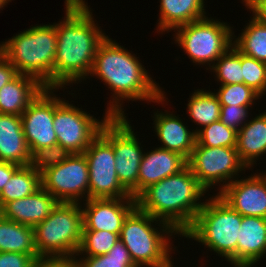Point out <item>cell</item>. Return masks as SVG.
Masks as SVG:
<instances>
[{
	"mask_svg": "<svg viewBox=\"0 0 266 267\" xmlns=\"http://www.w3.org/2000/svg\"><path fill=\"white\" fill-rule=\"evenodd\" d=\"M64 20L55 24L57 48L54 89L86 79L100 43L106 38L84 0H65ZM69 83V84H68Z\"/></svg>",
	"mask_w": 266,
	"mask_h": 267,
	"instance_id": "cell-1",
	"label": "cell"
},
{
	"mask_svg": "<svg viewBox=\"0 0 266 267\" xmlns=\"http://www.w3.org/2000/svg\"><path fill=\"white\" fill-rule=\"evenodd\" d=\"M134 54L123 46L106 38L98 46L90 76H96L105 82L113 92L106 113L113 117L125 116L122 100H146L164 102V91L148 75V72Z\"/></svg>",
	"mask_w": 266,
	"mask_h": 267,
	"instance_id": "cell-2",
	"label": "cell"
},
{
	"mask_svg": "<svg viewBox=\"0 0 266 267\" xmlns=\"http://www.w3.org/2000/svg\"><path fill=\"white\" fill-rule=\"evenodd\" d=\"M206 192L187 165L144 189L135 198L136 207L183 235L203 207L204 202L199 200Z\"/></svg>",
	"mask_w": 266,
	"mask_h": 267,
	"instance_id": "cell-3",
	"label": "cell"
},
{
	"mask_svg": "<svg viewBox=\"0 0 266 267\" xmlns=\"http://www.w3.org/2000/svg\"><path fill=\"white\" fill-rule=\"evenodd\" d=\"M57 33L54 24L33 26L0 44V53L18 74L35 77L45 88H54Z\"/></svg>",
	"mask_w": 266,
	"mask_h": 267,
	"instance_id": "cell-4",
	"label": "cell"
},
{
	"mask_svg": "<svg viewBox=\"0 0 266 267\" xmlns=\"http://www.w3.org/2000/svg\"><path fill=\"white\" fill-rule=\"evenodd\" d=\"M212 197L206 200L193 224L182 236L201 242L237 267V242L242 215L218 194Z\"/></svg>",
	"mask_w": 266,
	"mask_h": 267,
	"instance_id": "cell-5",
	"label": "cell"
},
{
	"mask_svg": "<svg viewBox=\"0 0 266 267\" xmlns=\"http://www.w3.org/2000/svg\"><path fill=\"white\" fill-rule=\"evenodd\" d=\"M158 221V226L161 225L159 231L157 228H153L152 224L153 222L158 223ZM172 233L178 234L167 223L155 219L136 207L123 223L120 241L128 249L130 257L137 267H173L170 257L172 247L170 248L169 240Z\"/></svg>",
	"mask_w": 266,
	"mask_h": 267,
	"instance_id": "cell-6",
	"label": "cell"
},
{
	"mask_svg": "<svg viewBox=\"0 0 266 267\" xmlns=\"http://www.w3.org/2000/svg\"><path fill=\"white\" fill-rule=\"evenodd\" d=\"M81 208L80 203L59 202L52 213L34 227V245L42 260L76 257L83 230Z\"/></svg>",
	"mask_w": 266,
	"mask_h": 267,
	"instance_id": "cell-7",
	"label": "cell"
},
{
	"mask_svg": "<svg viewBox=\"0 0 266 267\" xmlns=\"http://www.w3.org/2000/svg\"><path fill=\"white\" fill-rule=\"evenodd\" d=\"M231 28L225 22L205 17L177 27L174 37L193 63L211 67L233 45L236 36Z\"/></svg>",
	"mask_w": 266,
	"mask_h": 267,
	"instance_id": "cell-8",
	"label": "cell"
},
{
	"mask_svg": "<svg viewBox=\"0 0 266 267\" xmlns=\"http://www.w3.org/2000/svg\"><path fill=\"white\" fill-rule=\"evenodd\" d=\"M126 116H111L101 127L100 133L112 144L115 169L119 182L133 198L137 197V179L143 156L140 141L132 131Z\"/></svg>",
	"mask_w": 266,
	"mask_h": 267,
	"instance_id": "cell-9",
	"label": "cell"
},
{
	"mask_svg": "<svg viewBox=\"0 0 266 267\" xmlns=\"http://www.w3.org/2000/svg\"><path fill=\"white\" fill-rule=\"evenodd\" d=\"M65 101L54 94L53 128L57 142L70 153H84L111 116L105 113L104 119L99 121Z\"/></svg>",
	"mask_w": 266,
	"mask_h": 267,
	"instance_id": "cell-10",
	"label": "cell"
},
{
	"mask_svg": "<svg viewBox=\"0 0 266 267\" xmlns=\"http://www.w3.org/2000/svg\"><path fill=\"white\" fill-rule=\"evenodd\" d=\"M187 165L206 191L223 182L219 193L235 180L240 171L247 168L239 158L236 147H206L197 141Z\"/></svg>",
	"mask_w": 266,
	"mask_h": 267,
	"instance_id": "cell-11",
	"label": "cell"
},
{
	"mask_svg": "<svg viewBox=\"0 0 266 267\" xmlns=\"http://www.w3.org/2000/svg\"><path fill=\"white\" fill-rule=\"evenodd\" d=\"M89 171L88 199L133 198L118 180L112 144L99 133L84 151Z\"/></svg>",
	"mask_w": 266,
	"mask_h": 267,
	"instance_id": "cell-12",
	"label": "cell"
},
{
	"mask_svg": "<svg viewBox=\"0 0 266 267\" xmlns=\"http://www.w3.org/2000/svg\"><path fill=\"white\" fill-rule=\"evenodd\" d=\"M41 183L59 202L80 203L84 196L83 200L86 201L89 171L84 153H72L62 163L44 170L41 173Z\"/></svg>",
	"mask_w": 266,
	"mask_h": 267,
	"instance_id": "cell-13",
	"label": "cell"
},
{
	"mask_svg": "<svg viewBox=\"0 0 266 267\" xmlns=\"http://www.w3.org/2000/svg\"><path fill=\"white\" fill-rule=\"evenodd\" d=\"M54 88H44L22 113L23 133L31 154L40 147L58 144L53 128Z\"/></svg>",
	"mask_w": 266,
	"mask_h": 267,
	"instance_id": "cell-14",
	"label": "cell"
},
{
	"mask_svg": "<svg viewBox=\"0 0 266 267\" xmlns=\"http://www.w3.org/2000/svg\"><path fill=\"white\" fill-rule=\"evenodd\" d=\"M85 202L83 230H106L119 236L125 219L136 208L135 198L87 199Z\"/></svg>",
	"mask_w": 266,
	"mask_h": 267,
	"instance_id": "cell-15",
	"label": "cell"
},
{
	"mask_svg": "<svg viewBox=\"0 0 266 267\" xmlns=\"http://www.w3.org/2000/svg\"><path fill=\"white\" fill-rule=\"evenodd\" d=\"M229 183L218 195L242 216L266 219V173Z\"/></svg>",
	"mask_w": 266,
	"mask_h": 267,
	"instance_id": "cell-16",
	"label": "cell"
},
{
	"mask_svg": "<svg viewBox=\"0 0 266 267\" xmlns=\"http://www.w3.org/2000/svg\"><path fill=\"white\" fill-rule=\"evenodd\" d=\"M143 153L137 179V196L148 186L182 171L187 159L179 153L161 147Z\"/></svg>",
	"mask_w": 266,
	"mask_h": 267,
	"instance_id": "cell-17",
	"label": "cell"
},
{
	"mask_svg": "<svg viewBox=\"0 0 266 267\" xmlns=\"http://www.w3.org/2000/svg\"><path fill=\"white\" fill-rule=\"evenodd\" d=\"M58 203L55 197L41 187L27 197L7 202L3 206V217L34 228L52 213Z\"/></svg>",
	"mask_w": 266,
	"mask_h": 267,
	"instance_id": "cell-18",
	"label": "cell"
},
{
	"mask_svg": "<svg viewBox=\"0 0 266 267\" xmlns=\"http://www.w3.org/2000/svg\"><path fill=\"white\" fill-rule=\"evenodd\" d=\"M178 117L168 111L155 112L153 117L154 130L158 140L163 143L161 148L179 153L188 160L196 144V132L189 131L186 124L184 125L182 119Z\"/></svg>",
	"mask_w": 266,
	"mask_h": 267,
	"instance_id": "cell-19",
	"label": "cell"
},
{
	"mask_svg": "<svg viewBox=\"0 0 266 267\" xmlns=\"http://www.w3.org/2000/svg\"><path fill=\"white\" fill-rule=\"evenodd\" d=\"M266 254V219L242 216L237 242V267H251Z\"/></svg>",
	"mask_w": 266,
	"mask_h": 267,
	"instance_id": "cell-20",
	"label": "cell"
},
{
	"mask_svg": "<svg viewBox=\"0 0 266 267\" xmlns=\"http://www.w3.org/2000/svg\"><path fill=\"white\" fill-rule=\"evenodd\" d=\"M0 161L30 165L31 152L23 133L21 116L0 114Z\"/></svg>",
	"mask_w": 266,
	"mask_h": 267,
	"instance_id": "cell-21",
	"label": "cell"
},
{
	"mask_svg": "<svg viewBox=\"0 0 266 267\" xmlns=\"http://www.w3.org/2000/svg\"><path fill=\"white\" fill-rule=\"evenodd\" d=\"M44 88L35 77L18 74L0 89V114L21 116Z\"/></svg>",
	"mask_w": 266,
	"mask_h": 267,
	"instance_id": "cell-22",
	"label": "cell"
},
{
	"mask_svg": "<svg viewBox=\"0 0 266 267\" xmlns=\"http://www.w3.org/2000/svg\"><path fill=\"white\" fill-rule=\"evenodd\" d=\"M248 121L237 131L236 150L250 169L266 153V112Z\"/></svg>",
	"mask_w": 266,
	"mask_h": 267,
	"instance_id": "cell-23",
	"label": "cell"
},
{
	"mask_svg": "<svg viewBox=\"0 0 266 267\" xmlns=\"http://www.w3.org/2000/svg\"><path fill=\"white\" fill-rule=\"evenodd\" d=\"M204 5V0H160L159 32L205 18Z\"/></svg>",
	"mask_w": 266,
	"mask_h": 267,
	"instance_id": "cell-24",
	"label": "cell"
},
{
	"mask_svg": "<svg viewBox=\"0 0 266 267\" xmlns=\"http://www.w3.org/2000/svg\"><path fill=\"white\" fill-rule=\"evenodd\" d=\"M0 252L23 253L38 264L42 261L34 245V228L4 217L0 220Z\"/></svg>",
	"mask_w": 266,
	"mask_h": 267,
	"instance_id": "cell-25",
	"label": "cell"
},
{
	"mask_svg": "<svg viewBox=\"0 0 266 267\" xmlns=\"http://www.w3.org/2000/svg\"><path fill=\"white\" fill-rule=\"evenodd\" d=\"M42 187L41 173L31 165L20 166L0 192V204L27 197Z\"/></svg>",
	"mask_w": 266,
	"mask_h": 267,
	"instance_id": "cell-26",
	"label": "cell"
},
{
	"mask_svg": "<svg viewBox=\"0 0 266 267\" xmlns=\"http://www.w3.org/2000/svg\"><path fill=\"white\" fill-rule=\"evenodd\" d=\"M242 54L266 63V25L253 15L243 32L233 41Z\"/></svg>",
	"mask_w": 266,
	"mask_h": 267,
	"instance_id": "cell-27",
	"label": "cell"
},
{
	"mask_svg": "<svg viewBox=\"0 0 266 267\" xmlns=\"http://www.w3.org/2000/svg\"><path fill=\"white\" fill-rule=\"evenodd\" d=\"M189 99L187 113L194 123L201 126V129L219 121L221 104L213 92L197 89Z\"/></svg>",
	"mask_w": 266,
	"mask_h": 267,
	"instance_id": "cell-28",
	"label": "cell"
},
{
	"mask_svg": "<svg viewBox=\"0 0 266 267\" xmlns=\"http://www.w3.org/2000/svg\"><path fill=\"white\" fill-rule=\"evenodd\" d=\"M120 240L117 233L106 230H82V238L76 256H100L107 254ZM80 253V254H79Z\"/></svg>",
	"mask_w": 266,
	"mask_h": 267,
	"instance_id": "cell-29",
	"label": "cell"
},
{
	"mask_svg": "<svg viewBox=\"0 0 266 267\" xmlns=\"http://www.w3.org/2000/svg\"><path fill=\"white\" fill-rule=\"evenodd\" d=\"M211 68L221 85L243 83L241 52L233 45L216 61Z\"/></svg>",
	"mask_w": 266,
	"mask_h": 267,
	"instance_id": "cell-30",
	"label": "cell"
},
{
	"mask_svg": "<svg viewBox=\"0 0 266 267\" xmlns=\"http://www.w3.org/2000/svg\"><path fill=\"white\" fill-rule=\"evenodd\" d=\"M196 141L206 147H236L237 131L220 120L194 130Z\"/></svg>",
	"mask_w": 266,
	"mask_h": 267,
	"instance_id": "cell-31",
	"label": "cell"
},
{
	"mask_svg": "<svg viewBox=\"0 0 266 267\" xmlns=\"http://www.w3.org/2000/svg\"><path fill=\"white\" fill-rule=\"evenodd\" d=\"M79 258L84 267H137L126 246L119 240L105 255Z\"/></svg>",
	"mask_w": 266,
	"mask_h": 267,
	"instance_id": "cell-32",
	"label": "cell"
},
{
	"mask_svg": "<svg viewBox=\"0 0 266 267\" xmlns=\"http://www.w3.org/2000/svg\"><path fill=\"white\" fill-rule=\"evenodd\" d=\"M218 90L214 94L221 105L252 106L255 100L262 98L258 92L244 83L221 85Z\"/></svg>",
	"mask_w": 266,
	"mask_h": 267,
	"instance_id": "cell-33",
	"label": "cell"
},
{
	"mask_svg": "<svg viewBox=\"0 0 266 267\" xmlns=\"http://www.w3.org/2000/svg\"><path fill=\"white\" fill-rule=\"evenodd\" d=\"M243 83L261 96L266 93V63L241 53Z\"/></svg>",
	"mask_w": 266,
	"mask_h": 267,
	"instance_id": "cell-34",
	"label": "cell"
},
{
	"mask_svg": "<svg viewBox=\"0 0 266 267\" xmlns=\"http://www.w3.org/2000/svg\"><path fill=\"white\" fill-rule=\"evenodd\" d=\"M71 154L60 144L40 147L31 154L30 165L42 173L44 170L62 163Z\"/></svg>",
	"mask_w": 266,
	"mask_h": 267,
	"instance_id": "cell-35",
	"label": "cell"
},
{
	"mask_svg": "<svg viewBox=\"0 0 266 267\" xmlns=\"http://www.w3.org/2000/svg\"><path fill=\"white\" fill-rule=\"evenodd\" d=\"M249 107L250 106L221 105L219 120L224 125L238 131L248 121Z\"/></svg>",
	"mask_w": 266,
	"mask_h": 267,
	"instance_id": "cell-36",
	"label": "cell"
},
{
	"mask_svg": "<svg viewBox=\"0 0 266 267\" xmlns=\"http://www.w3.org/2000/svg\"><path fill=\"white\" fill-rule=\"evenodd\" d=\"M0 267H39V264L27 254L0 252Z\"/></svg>",
	"mask_w": 266,
	"mask_h": 267,
	"instance_id": "cell-37",
	"label": "cell"
},
{
	"mask_svg": "<svg viewBox=\"0 0 266 267\" xmlns=\"http://www.w3.org/2000/svg\"><path fill=\"white\" fill-rule=\"evenodd\" d=\"M78 257L43 259L39 267H84Z\"/></svg>",
	"mask_w": 266,
	"mask_h": 267,
	"instance_id": "cell-38",
	"label": "cell"
},
{
	"mask_svg": "<svg viewBox=\"0 0 266 267\" xmlns=\"http://www.w3.org/2000/svg\"><path fill=\"white\" fill-rule=\"evenodd\" d=\"M18 75L16 69L0 53V89Z\"/></svg>",
	"mask_w": 266,
	"mask_h": 267,
	"instance_id": "cell-39",
	"label": "cell"
},
{
	"mask_svg": "<svg viewBox=\"0 0 266 267\" xmlns=\"http://www.w3.org/2000/svg\"><path fill=\"white\" fill-rule=\"evenodd\" d=\"M19 167L20 165L12 162L0 161V192Z\"/></svg>",
	"mask_w": 266,
	"mask_h": 267,
	"instance_id": "cell-40",
	"label": "cell"
},
{
	"mask_svg": "<svg viewBox=\"0 0 266 267\" xmlns=\"http://www.w3.org/2000/svg\"><path fill=\"white\" fill-rule=\"evenodd\" d=\"M247 9H251L253 15L266 25V0H256Z\"/></svg>",
	"mask_w": 266,
	"mask_h": 267,
	"instance_id": "cell-41",
	"label": "cell"
},
{
	"mask_svg": "<svg viewBox=\"0 0 266 267\" xmlns=\"http://www.w3.org/2000/svg\"><path fill=\"white\" fill-rule=\"evenodd\" d=\"M245 3L246 8L252 5L256 0H242Z\"/></svg>",
	"mask_w": 266,
	"mask_h": 267,
	"instance_id": "cell-42",
	"label": "cell"
},
{
	"mask_svg": "<svg viewBox=\"0 0 266 267\" xmlns=\"http://www.w3.org/2000/svg\"><path fill=\"white\" fill-rule=\"evenodd\" d=\"M11 2V0H0V9L3 8L8 2Z\"/></svg>",
	"mask_w": 266,
	"mask_h": 267,
	"instance_id": "cell-43",
	"label": "cell"
},
{
	"mask_svg": "<svg viewBox=\"0 0 266 267\" xmlns=\"http://www.w3.org/2000/svg\"><path fill=\"white\" fill-rule=\"evenodd\" d=\"M2 217H3V207L0 204V220L2 219Z\"/></svg>",
	"mask_w": 266,
	"mask_h": 267,
	"instance_id": "cell-44",
	"label": "cell"
}]
</instances>
